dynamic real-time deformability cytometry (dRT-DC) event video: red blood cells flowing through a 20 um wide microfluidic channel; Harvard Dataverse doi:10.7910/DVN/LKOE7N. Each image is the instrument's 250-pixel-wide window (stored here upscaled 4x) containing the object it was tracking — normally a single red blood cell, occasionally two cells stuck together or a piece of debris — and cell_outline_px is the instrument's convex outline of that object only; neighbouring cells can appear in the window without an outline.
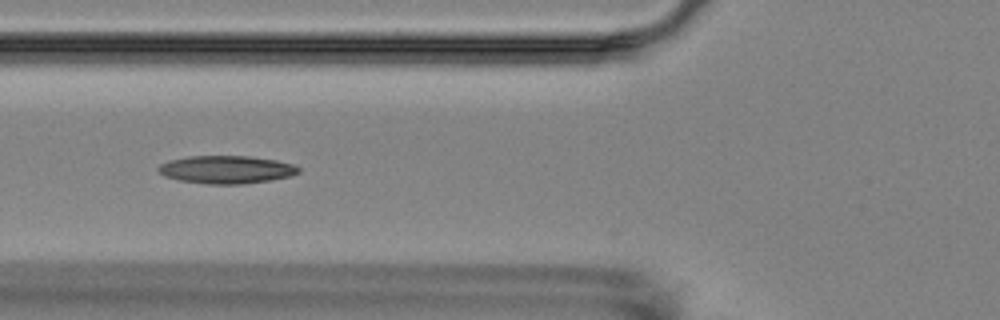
{"species": "Egyptian fruit bat (a non-hibernating species)", "species_latin": "Rousettus aegyptiacus", "temperature_condition": "room temperature", "stored_images_in_passage": 12, "camera_frame_rate_fps": 3000, "um_per_image_px": 0.085, "animal": {"sex": "female"}, "frame": {"image": 1, "passage_image": 2, "time_ms": 1.333, "image_size_px": [1000, 320], "cell_outline_px": [[300, 172], [288, 176], [268, 180], [244, 184], [208, 184], [180, 180], [164, 176], [156, 172], [156, 168], [160, 164], [168, 160], [188, 156], [248, 156], [276, 160], [292, 164], [300, 168]], "centroid_in_image_um": [19.17, 14.41], "position_along_channel_um": 106.6, "area_um2": 22.77}}
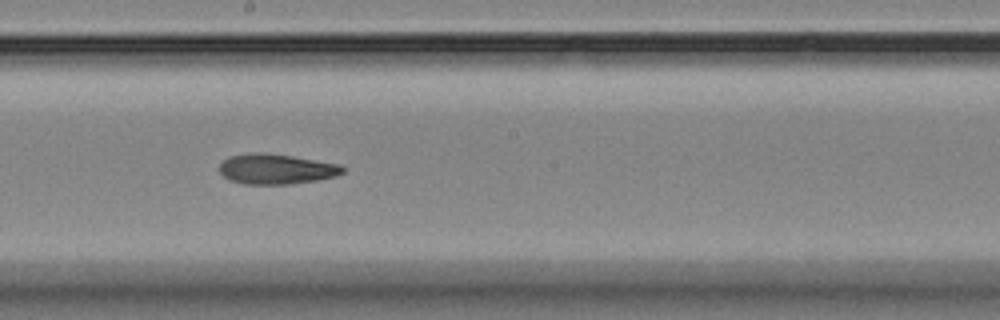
{"frame": {"image": 2, "passage_image": 5, "time_ms": 4.667, "image_size_px": [1000, 320], "cell_outline_px": [[344, 172], [336, 176], [320, 180], [292, 184], [244, 184], [228, 180], [220, 172], [220, 164], [228, 156], [252, 152], [264, 152], [292, 156], [340, 164], [344, 168]], "centroid_in_image_um": [23.48, 14.37], "position_along_channel_um": 224.7, "area_um2": 21.91}}
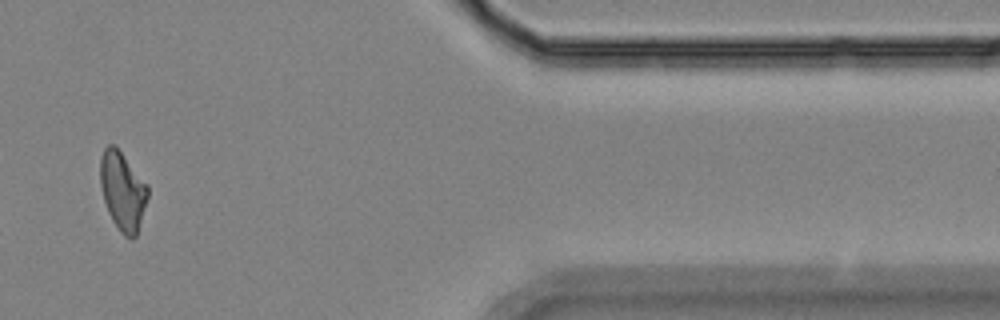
{"frame": {"image": 3, "passage_image": 10, "time_ms": 10.667, "image_size_px": [1000, 320], "cell_outline_px": [[148, 196], [136, 236], [132, 240], [124, 236], [120, 232], [112, 220], [108, 212], [104, 200], [100, 184], [100, 156], [104, 148], [108, 144], [116, 144], [148, 184]], "centroid_in_image_um": [10.42, 16.19], "position_along_channel_um": 401.0, "area_um2": 22.08}, "authors_computed_cell_mechanics": {"area_um2": 21.9929, "velocity_mm_per_s": 3.5438, "shape_relaxation_time_tau1_ms": 8.1539, "shape_relaxation_time_tau2_ms": 6.2413, "deformation_change_tau1": 0.1638, "deformation_change_tau2": 0.1422}}